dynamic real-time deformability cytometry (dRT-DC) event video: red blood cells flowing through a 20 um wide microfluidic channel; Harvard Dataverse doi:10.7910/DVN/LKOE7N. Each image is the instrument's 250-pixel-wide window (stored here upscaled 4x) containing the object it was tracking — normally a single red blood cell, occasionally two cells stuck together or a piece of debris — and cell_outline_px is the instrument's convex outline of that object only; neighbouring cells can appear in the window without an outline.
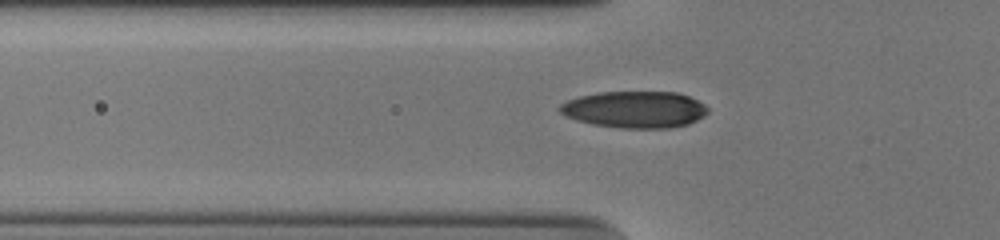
{"species": "human", "species_latin": "Homo sapiens", "temperature_condition": "cold", "stored_images_in_passage": 53, "camera_frame_rate_fps": 3000, "um_per_image_px": 0.085, "donor": {"sex": "male"}, "frame": {"image": 1, "passage_image": 20, "time_ms": 6.333, "image_size_px": [1000, 240], "cell_outline_px": [[708, 112], [704, 116], [688, 124], [672, 128], [620, 128], [592, 124], [576, 120], [560, 112], [556, 108], [560, 104], [568, 100], [580, 96], [600, 92], [676, 92], [688, 96], [704, 104], [708, 108]], "centroid_in_image_um": [53.95, 9.31], "position_along_channel_um": 71.8, "area_um2": 31.67}}
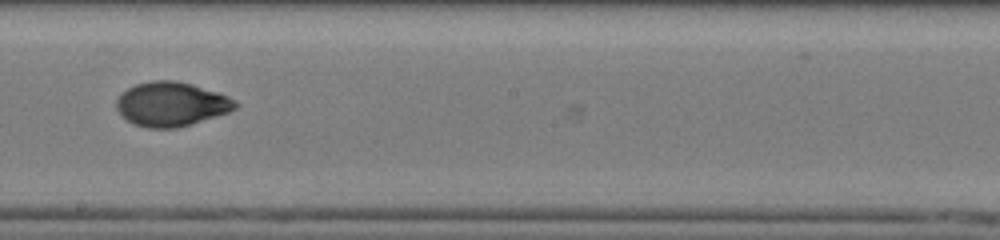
{"frame": {"image": 2, "passage_image": 33, "time_ms": 10.667, "image_size_px": [1000, 240], "cell_outline_px": [[240, 104], [236, 108], [228, 112], [176, 128], [148, 128], [132, 124], [116, 108], [116, 100], [128, 88], [136, 84], [152, 80], [176, 80], [192, 84], [228, 96], [236, 100]], "centroid_in_image_um": [14.57, 8.84], "position_along_channel_um": 233.6, "area_um2": 30.4}}
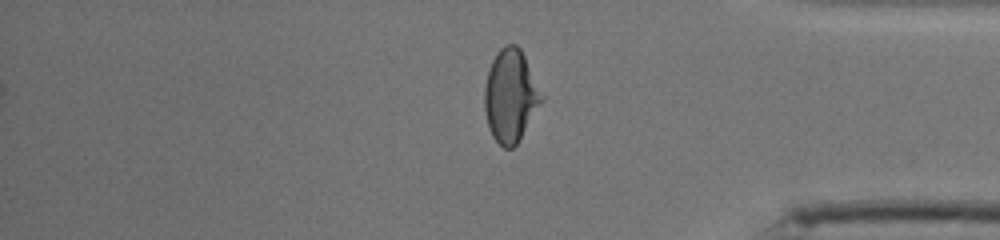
{"frame": {"image": 3, "passage_image": 47, "time_ms": 15.333, "image_size_px": [1000, 240], "cell_outline_px": [[544, 100], [520, 140], [512, 148], [504, 148], [492, 136], [488, 128], [484, 108], [484, 88], [488, 72], [492, 60], [496, 52], [504, 44], [516, 44], [520, 48], [544, 96]], "centroid_in_image_um": [43.4, 8.15], "position_along_channel_um": 391.8, "area_um2": 30.98}}